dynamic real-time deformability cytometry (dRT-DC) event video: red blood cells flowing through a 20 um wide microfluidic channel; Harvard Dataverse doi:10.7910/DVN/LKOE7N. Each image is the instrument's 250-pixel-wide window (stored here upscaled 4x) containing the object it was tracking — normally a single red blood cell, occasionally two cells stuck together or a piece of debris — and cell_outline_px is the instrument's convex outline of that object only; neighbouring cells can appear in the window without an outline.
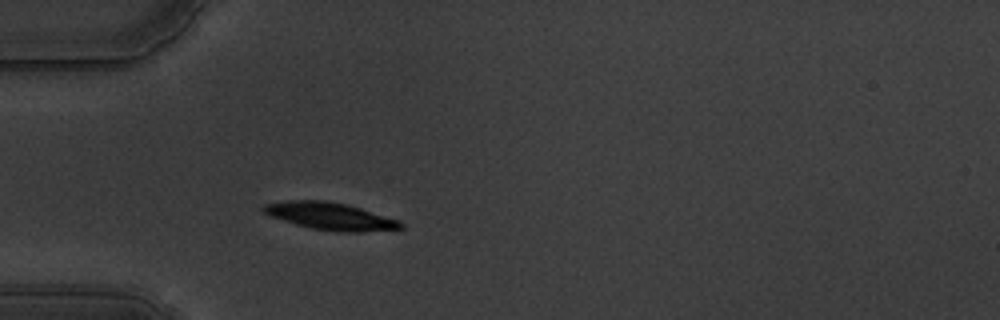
{"species": "common noctule bat (a hibernating species)", "species_latin": "Nyctalus noctula", "temperature_condition": "warm", "stored_images_in_passage": 42, "camera_frame_rate_fps": 3000, "um_per_image_px": 0.085, "animal": {"sex": "male", "body_mass_g": 19.5, "forearm_length_mm": 54.6}, "frame": {"image": 1, "passage_image": 1, "time_ms": 0.0, "image_size_px": [1000, 320], "cell_outline_px": [[404, 228], [360, 232], [336, 232], [312, 228], [296, 224], [272, 216], [264, 212], [260, 208], [264, 204], [288, 200], [324, 200], [348, 204], [400, 220], [404, 224]], "centroid_in_image_um": [28.11, 18.37], "position_along_channel_um": 56.9, "area_um2": 21.85}}
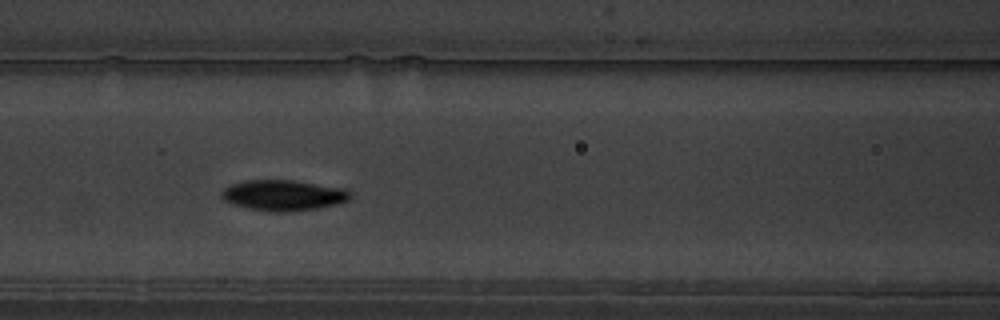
{"frame": {"image": 2, "passage_image": 9, "time_ms": 2.667, "image_size_px": [1000, 320], "cell_outline_px": [[352, 196], [348, 200], [340, 204], [316, 208], [280, 212], [268, 212], [248, 208], [232, 204], [224, 200], [220, 196], [220, 192], [224, 188], [232, 184], [244, 180], [292, 180], [348, 188], [352, 192]], "centroid_in_image_um": [24.11, 16.59], "position_along_channel_um": 142.5, "area_um2": 23.29}}
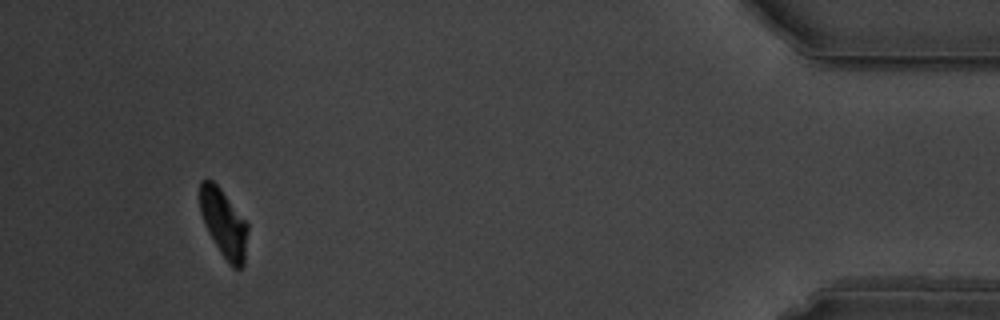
{"frame": {"image": 3, "passage_image": 38, "time_ms": 12.333, "image_size_px": [1000, 320], "cell_outline_px": [[248, 232], [244, 264], [240, 268], [232, 268], [228, 264], [220, 252], [208, 232], [200, 212], [200, 180], [212, 180], [220, 188], [248, 224]], "centroid_in_image_um": [19.02, 19.01], "position_along_channel_um": 416.2, "area_um2": 18.84}, "authors_computed_cell_mechanics": {"area_um2": 21.5883, "velocity_mm_per_s": 3.4811, "shape_relaxation_time_tau1_ms": 2.0367, "shape_relaxation_time_tau2_ms": 3.5196, "deformation_change_tau1": 0.1335, "deformation_change_tau2": 0.0544}}